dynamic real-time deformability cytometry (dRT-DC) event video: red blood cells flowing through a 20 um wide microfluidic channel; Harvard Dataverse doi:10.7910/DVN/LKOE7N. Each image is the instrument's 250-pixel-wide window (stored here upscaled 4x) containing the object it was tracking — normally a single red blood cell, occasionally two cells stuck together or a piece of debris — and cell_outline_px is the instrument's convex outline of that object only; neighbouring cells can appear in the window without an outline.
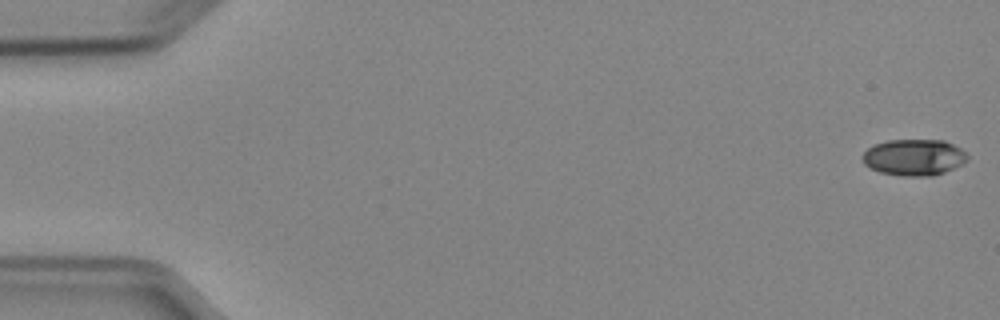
{"species": "Egyptian fruit bat (a non-hibernating species)", "species_latin": "Rousettus aegyptiacus", "temperature_condition": "cold", "stored_images_in_passage": 52, "camera_frame_rate_fps": 3000, "um_per_image_px": 0.085, "animal": {"sex": "female"}, "frame": {"image": 1, "passage_image": 1, "time_ms": 0.0, "image_size_px": [1000, 320], "cell_outline_px": [[968, 160], [944, 172], [932, 176], [900, 176], [880, 172], [864, 164], [860, 156], [872, 144], [888, 140], [944, 140], [960, 148], [968, 156]], "centroid_in_image_um": [77.64, 13.37], "position_along_channel_um": 7.4, "area_um2": 22.25}}
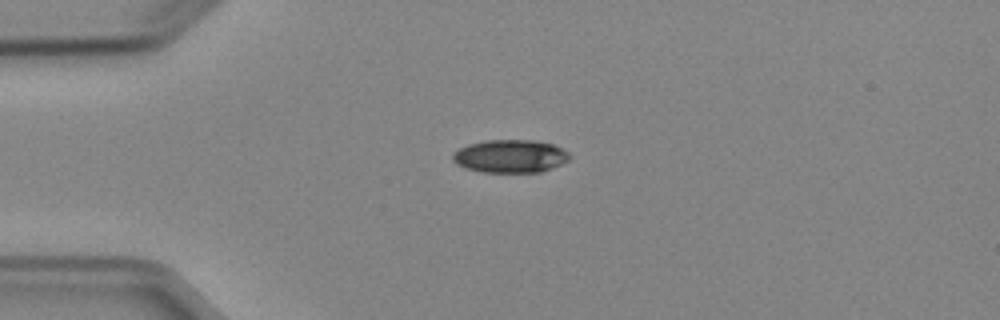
{"frame": {"image": 2, "passage_image": 13, "time_ms": 4.0, "image_size_px": [1000, 320], "cell_outline_px": [[572, 156], [568, 160], [560, 164], [540, 172], [484, 172], [464, 168], [456, 164], [452, 160], [452, 152], [468, 144], [488, 140], [532, 140], [552, 144], [568, 152]], "centroid_in_image_um": [43.33, 13.28], "position_along_channel_um": 41.7, "area_um2": 22.43}}
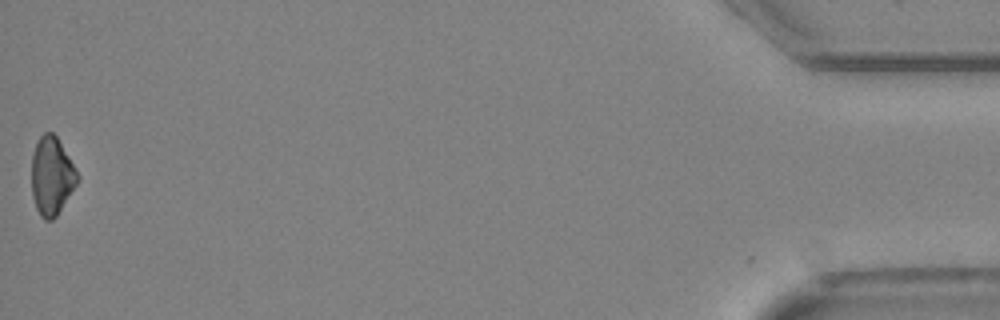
{"frame": {"image": 3, "passage_image": 52, "time_ms": 17.0, "image_size_px": [1000, 320], "cell_outline_px": [[80, 176], [76, 184], [56, 216], [52, 220], [44, 220], [40, 216], [36, 208], [32, 196], [32, 156], [36, 140], [44, 132], [52, 132], [56, 136], [76, 168]], "centroid_in_image_um": [4.38, 14.94], "position_along_channel_um": 430.8, "area_um2": 20.81}, "authors_computed_cell_mechanics": {"area_um2": 22.3686, "velocity_mm_per_s": 3.9379, "shape_relaxation_time_tau1_ms": 3.1586, "shape_relaxation_time_tau2_ms": null, "deformation_change_tau1": 0.0981, "deformation_change_tau2": null}}